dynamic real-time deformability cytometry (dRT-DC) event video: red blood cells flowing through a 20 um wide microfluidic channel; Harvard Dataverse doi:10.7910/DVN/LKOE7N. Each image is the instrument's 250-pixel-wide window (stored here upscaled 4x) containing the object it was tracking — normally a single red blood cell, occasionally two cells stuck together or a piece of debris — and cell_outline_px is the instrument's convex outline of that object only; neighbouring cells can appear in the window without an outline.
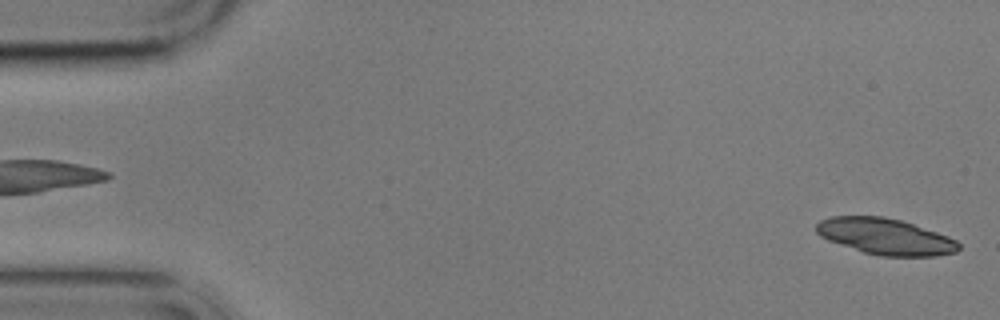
{"species": "common noctule bat (a hibernating species)", "species_latin": "Nyctalus noctula", "temperature_condition": "cold", "stored_images_in_passage": 3, "camera_frame_rate_fps": 3000, "um_per_image_px": 0.085, "animal": {"sex": "male", "body_mass_g": 17.9}, "frame": {"image": 1, "passage_image": 3, "time_ms": 2.333, "image_size_px": [1000, 320], "cell_outline_px": [[960, 248], [956, 252], [936, 256], [880, 256], [864, 252], [828, 240], [820, 236], [816, 232], [816, 224], [820, 220], [832, 216], [884, 216], [900, 220], [948, 236], [956, 240], [960, 244]], "centroid_in_image_um": [75.25, 20.1], "position_along_channel_um": 9.7, "area_um2": 29.88}}